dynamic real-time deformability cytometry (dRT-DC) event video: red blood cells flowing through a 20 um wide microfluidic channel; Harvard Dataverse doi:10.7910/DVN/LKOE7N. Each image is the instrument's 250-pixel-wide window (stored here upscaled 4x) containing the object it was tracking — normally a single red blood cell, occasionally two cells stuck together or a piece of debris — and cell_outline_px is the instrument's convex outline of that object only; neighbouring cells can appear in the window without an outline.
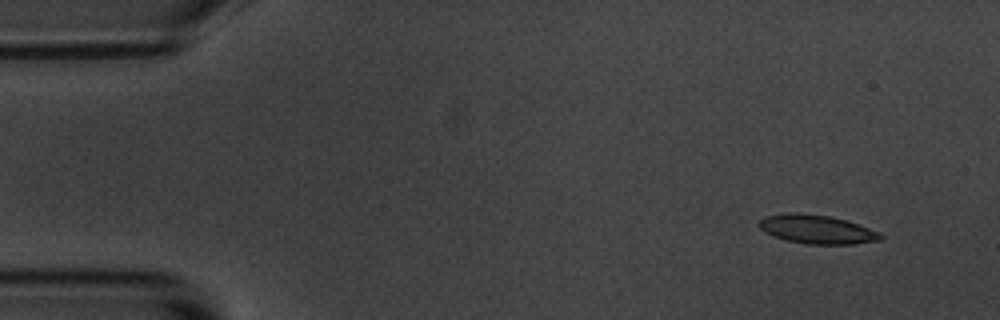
{"species": "common noctule bat (a hibernating species)", "species_latin": "Nyctalus noctula", "temperature_condition": "room temperature", "stored_images_in_passage": 4, "camera_frame_rate_fps": 3000, "um_per_image_px": 0.085, "animal": {"sex": "male", "body_mass_g": 20.1, "forearm_length_mm": 53.5}, "frame": {"image": 1, "passage_image": 1, "time_ms": 0.0, "image_size_px": [1000, 320], "cell_outline_px": [[884, 236], [880, 240], [852, 244], [808, 244], [788, 240], [772, 236], [764, 232], [756, 224], [764, 216], [788, 212], [796, 212], [828, 216], [848, 220], [880, 232]], "centroid_in_image_um": [69.41, 19.48], "position_along_channel_um": 15.6, "area_um2": 20.52}}
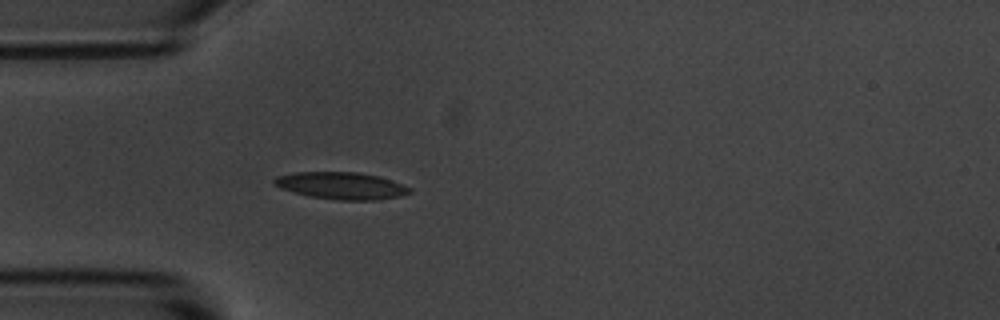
{"frame": {"image": 2, "passage_image": 4, "time_ms": 1.0, "image_size_px": [1000, 320], "cell_outline_px": [[412, 192], [400, 196], [380, 200], [336, 200], [312, 196], [280, 188], [272, 180], [276, 176], [296, 172], [356, 172], [380, 176], [412, 188]], "centroid_in_image_um": [29.06, 15.78], "position_along_channel_um": 55.9, "area_um2": 21.27}}